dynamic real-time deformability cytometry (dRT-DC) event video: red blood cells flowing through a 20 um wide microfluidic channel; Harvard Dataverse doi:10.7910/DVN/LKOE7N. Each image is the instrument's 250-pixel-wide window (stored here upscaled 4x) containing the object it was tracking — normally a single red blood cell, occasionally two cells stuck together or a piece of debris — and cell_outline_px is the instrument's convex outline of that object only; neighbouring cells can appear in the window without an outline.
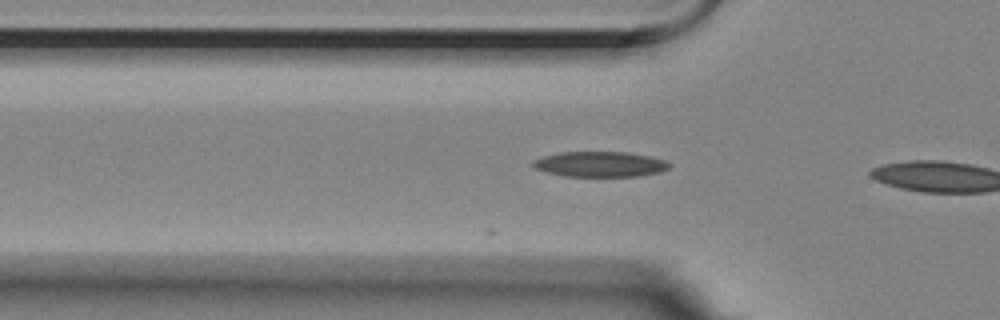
{"species": "Egyptian fruit bat (a non-hibernating species)", "species_latin": "Rousettus aegyptiacus", "temperature_condition": "room temperature", "stored_images_in_passage": 3, "camera_frame_rate_fps": 3000, "um_per_image_px": 0.085, "animal": {"sex": "female"}, "frame": {"image": 1, "passage_image": 3, "time_ms": 0.667, "image_size_px": [1000, 320], "cell_outline_px": [[672, 164], [668, 168], [660, 172], [636, 176], [564, 176], [548, 172], [536, 168], [532, 164], [532, 160], [544, 156], [560, 152], [628, 152], [648, 156], [664, 160]], "centroid_in_image_um": [51.01, 13.95], "position_along_channel_um": 74.8, "area_um2": 19.94}}